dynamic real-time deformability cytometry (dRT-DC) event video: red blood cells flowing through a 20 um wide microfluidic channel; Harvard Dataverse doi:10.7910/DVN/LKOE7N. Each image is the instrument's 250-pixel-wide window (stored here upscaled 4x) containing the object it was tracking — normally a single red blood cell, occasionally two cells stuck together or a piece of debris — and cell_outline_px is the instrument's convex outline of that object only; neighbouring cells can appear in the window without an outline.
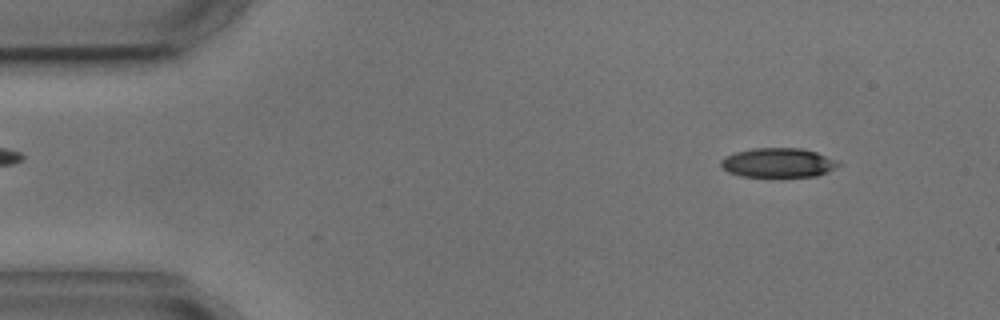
{"species": "common noctule bat (a hibernating species)", "species_latin": "Nyctalus noctula", "temperature_condition": "cold", "stored_images_in_passage": 4, "camera_frame_rate_fps": 3000, "um_per_image_px": 0.085, "animal": {"sex": "male", "body_mass_g": 17.9, "forearm_length_mm": 54.2}, "frame": {"image": 1, "passage_image": 1, "time_ms": 0.0, "image_size_px": [1000, 320], "cell_outline_px": [[840, 164], [836, 168], [828, 172], [816, 176], [740, 176], [728, 172], [720, 164], [720, 160], [724, 156], [736, 152], [756, 148], [800, 148], [816, 152], [840, 160]], "centroid_in_image_um": [66.17, 13.83], "position_along_channel_um": 18.8, "area_um2": 20.11}}
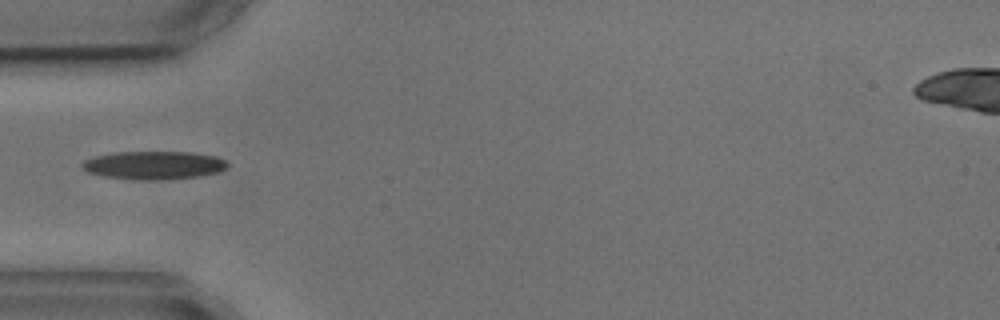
{"frame": {"image": 2, "passage_image": 4, "time_ms": 3.667, "image_size_px": [1000, 320], "cell_outline_px": [[228, 168], [220, 172], [196, 176], [160, 180], [148, 180], [104, 176], [88, 172], [80, 164], [84, 160], [92, 156], [112, 152], [192, 152], [216, 156], [224, 160], [228, 164]], "centroid_in_image_um": [13.07, 14.03], "position_along_channel_um": 71.9, "area_um2": 23.87}}